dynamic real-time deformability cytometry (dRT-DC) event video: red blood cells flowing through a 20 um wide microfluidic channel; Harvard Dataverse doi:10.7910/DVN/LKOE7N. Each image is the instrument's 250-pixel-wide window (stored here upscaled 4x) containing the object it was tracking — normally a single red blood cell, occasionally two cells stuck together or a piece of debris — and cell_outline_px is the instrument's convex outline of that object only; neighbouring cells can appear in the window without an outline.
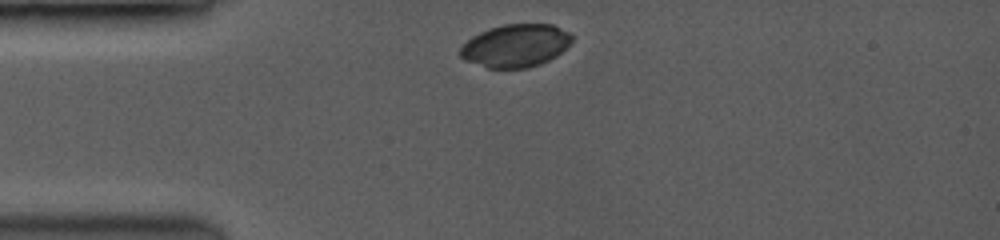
{"species": "common noctule bat (a hibernating species)", "species_latin": "Nyctalus noctula", "temperature_condition": "room temperature", "stored_images_in_passage": 17, "camera_frame_rate_fps": 3500, "um_per_image_px": 0.085, "animal": {"sex": "female", "body_mass_g": 19.0, "forearm_length_mm": 53.3}, "frame": {"image": 1, "passage_image": 1, "time_ms": 0.0, "image_size_px": [1000, 240], "cell_outline_px": [[572, 40], [556, 56], [540, 64], [524, 68], [488, 68], [464, 60], [460, 56], [460, 48], [472, 36], [488, 28], [504, 24], [552, 24], [568, 32], [572, 36]], "centroid_in_image_um": [43.8, 3.88], "position_along_channel_um": 41.2, "area_um2": 27.69}}
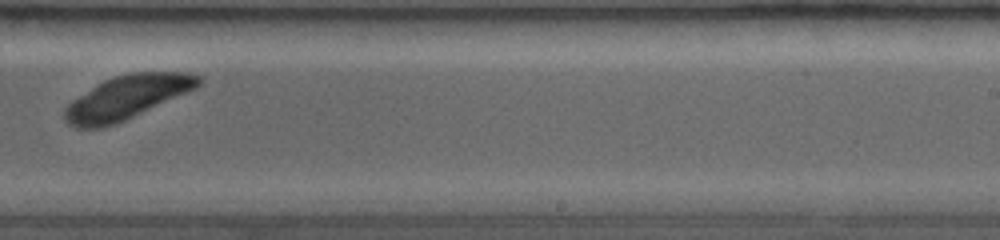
{"frame": {"image": 2, "passage_image": 10, "time_ms": 6.571, "image_size_px": [1000, 240], "cell_outline_px": [[204, 80], [196, 88], [116, 124], [100, 128], [76, 128], [68, 124], [64, 120], [64, 112], [68, 104], [72, 100], [104, 80], [116, 76], [132, 72], [184, 72], [200, 76]], "centroid_in_image_um": [10.78, 8.28], "position_along_channel_um": 278.2, "area_um2": 33.64}}
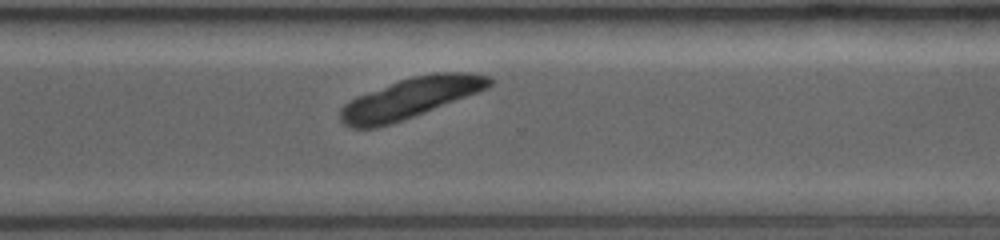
{"frame": {"image": 3, "passage_image": 13, "time_ms": 8.0, "image_size_px": [1000, 240], "cell_outline_px": [[492, 84], [488, 88], [404, 120], [392, 124], [376, 128], [352, 128], [344, 124], [340, 120], [340, 108], [344, 104], [356, 96], [400, 80], [412, 76], [440, 72], [464, 72], [492, 76]], "centroid_in_image_um": [34.86, 8.34], "position_along_channel_um": 335.7, "area_um2": 34.85}}